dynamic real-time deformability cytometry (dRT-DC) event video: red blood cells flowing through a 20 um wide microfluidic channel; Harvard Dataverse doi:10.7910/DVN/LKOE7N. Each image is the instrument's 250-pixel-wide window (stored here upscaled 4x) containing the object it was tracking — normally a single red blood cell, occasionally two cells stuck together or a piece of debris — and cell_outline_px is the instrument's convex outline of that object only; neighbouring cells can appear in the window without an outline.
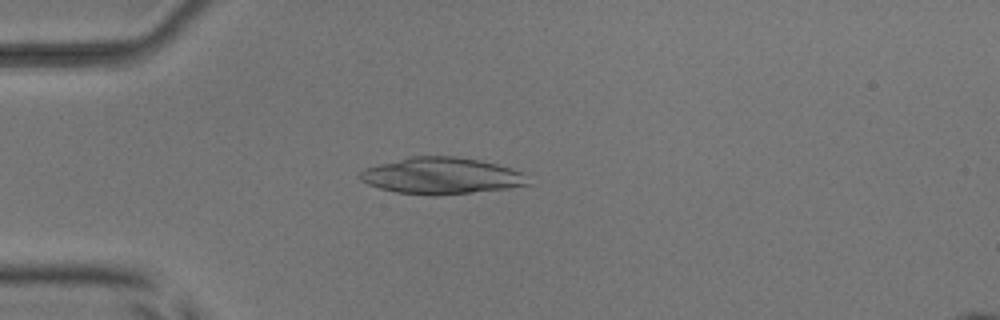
{"species": "common noctule bat (a hibernating species)", "species_latin": "Nyctalus noctula", "temperature_condition": "room temperature", "stored_images_in_passage": 5, "camera_frame_rate_fps": 3000, "um_per_image_px": 0.085, "animal": {"sex": "male", "body_mass_g": 17.9, "forearm_length_mm": 54.2}, "frame": {"image": 1, "passage_image": 4, "time_ms": 4.333, "image_size_px": [1000, 320], "cell_outline_px": [[532, 184], [508, 188], [436, 196], [396, 192], [380, 188], [368, 184], [360, 180], [360, 172], [364, 168], [408, 156], [456, 156], [480, 160], [496, 164], [520, 172]], "centroid_in_image_um": [37.48, 14.94], "position_along_channel_um": 47.5, "area_um2": 35.6}}